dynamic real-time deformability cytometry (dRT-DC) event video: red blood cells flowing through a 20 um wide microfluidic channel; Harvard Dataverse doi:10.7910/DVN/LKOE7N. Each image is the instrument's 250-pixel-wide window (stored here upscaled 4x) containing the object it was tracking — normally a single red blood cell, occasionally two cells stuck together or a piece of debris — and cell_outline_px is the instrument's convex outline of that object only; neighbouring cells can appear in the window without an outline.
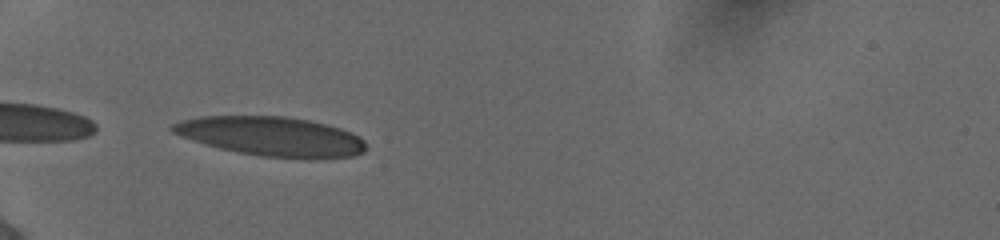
{"species": "human", "species_latin": "Homo sapiens", "temperature_condition": "cold", "stored_images_in_passage": 25, "camera_frame_rate_fps": 3000, "um_per_image_px": 0.085, "donor": {"sex": "female"}, "frame": {"image": 1, "passage_image": 2, "time_ms": 0.333, "image_size_px": [1000, 240], "cell_outline_px": [[364, 152], [352, 156], [320, 160], [308, 160], [260, 156], [236, 152], [220, 148], [192, 140], [180, 136], [172, 132], [168, 128], [172, 124], [180, 120], [200, 116], [284, 116], [308, 120], [328, 124], [352, 132], [360, 136], [364, 140]], "centroid_in_image_um": [23.09, 11.61], "position_along_channel_um": 61.9, "area_um2": 45.03}}
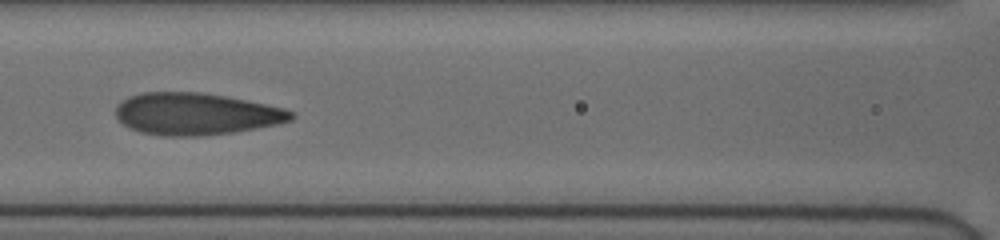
{"frame": {"image": 2, "passage_image": 10, "time_ms": 3.0, "image_size_px": [1000, 240], "cell_outline_px": [[296, 116], [292, 120], [280, 124], [236, 132], [200, 136], [160, 136], [140, 132], [124, 124], [116, 116], [116, 108], [120, 100], [128, 96], [140, 92], [204, 92], [284, 108], [292, 112]], "centroid_in_image_um": [16.65, 9.68], "position_along_channel_um": 149.9, "area_um2": 43.12}}
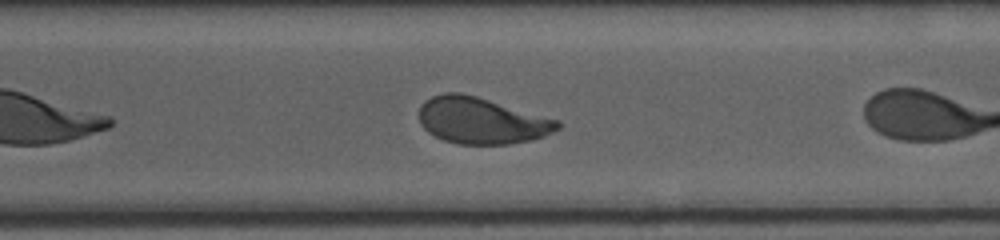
{"frame": {"image": 3, "passage_image": 21, "time_ms": 6.667, "image_size_px": [1000, 240], "cell_outline_px": [[560, 128], [544, 136], [532, 140], [508, 144], [460, 144], [444, 140], [428, 132], [420, 124], [420, 104], [424, 100], [432, 96], [444, 92], [460, 92], [476, 96], [560, 120]], "centroid_in_image_um": [40.92, 10.24], "position_along_channel_um": 329.7, "area_um2": 37.51}}